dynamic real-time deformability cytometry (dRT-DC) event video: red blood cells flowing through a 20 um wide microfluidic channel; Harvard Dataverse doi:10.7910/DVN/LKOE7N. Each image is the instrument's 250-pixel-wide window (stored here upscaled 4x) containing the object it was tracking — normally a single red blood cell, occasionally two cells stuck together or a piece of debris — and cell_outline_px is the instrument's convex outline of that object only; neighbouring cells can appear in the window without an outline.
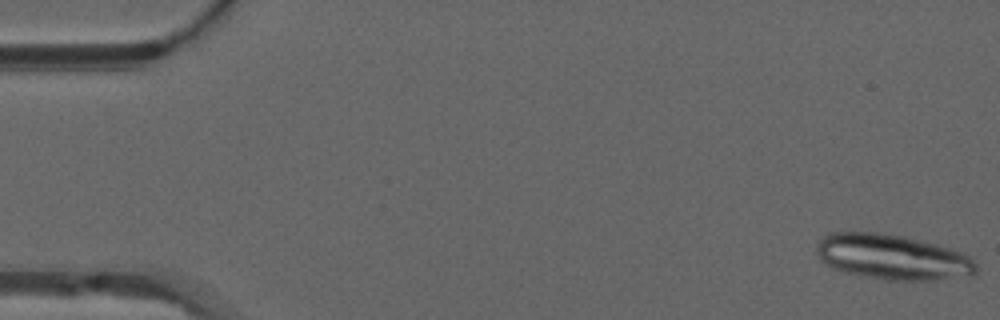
{"species": "common noctule bat (a hibernating species)", "species_latin": "Nyctalus noctula", "temperature_condition": "warm", "stored_images_in_passage": 21, "camera_frame_rate_fps": 3000, "um_per_image_px": 0.085, "animal": {"sex": "male", "forearm_length_mm": 52.5}, "frame": {"image": 1, "passage_image": 1, "time_ms": 0.0, "image_size_px": [1000, 320], "cell_outline_px": [[976, 272], [972, 276], [932, 280], [884, 280], [864, 276], [832, 268], [820, 260], [816, 252], [816, 248], [820, 240], [824, 236], [832, 232], [876, 232], [904, 236], [936, 244], [960, 252], [968, 256], [976, 264]], "centroid_in_image_um": [75.85, 21.85], "position_along_channel_um": 9.2, "area_um2": 41.96}}